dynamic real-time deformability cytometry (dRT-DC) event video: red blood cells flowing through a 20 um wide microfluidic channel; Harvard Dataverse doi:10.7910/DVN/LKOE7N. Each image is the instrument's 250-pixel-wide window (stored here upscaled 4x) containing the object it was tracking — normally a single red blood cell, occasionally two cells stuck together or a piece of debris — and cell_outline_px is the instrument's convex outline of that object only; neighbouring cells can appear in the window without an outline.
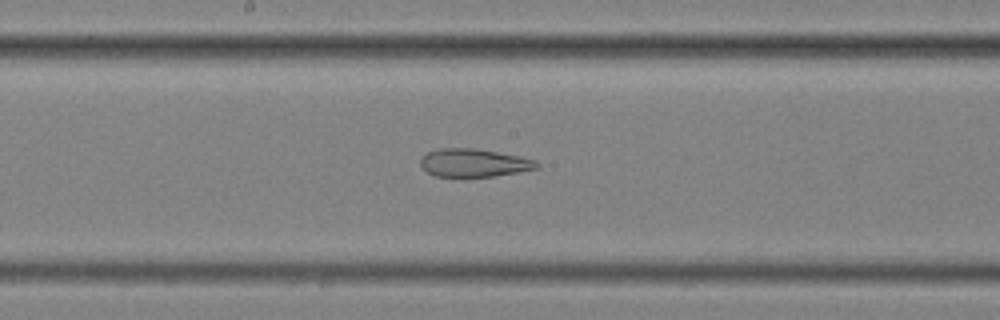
{"species": "common noctule bat (a hibernating species)", "species_latin": "Nyctalus noctula", "temperature_condition": "cold", "stored_images_in_passage": 58, "segment_of_instrument_passage": [2, 2], "camera_frame_rate_fps": 3000, "um_per_image_px": 0.085, "animal": {"sex": "female", "body_mass_g": 25.1}, "frame": {"image": 1, "passage_image": 31, "time_ms": 10.0, "image_size_px": [1000, 320], "cell_outline_px": [[540, 164], [536, 168], [516, 172], [492, 176], [436, 176], [420, 168], [420, 160], [428, 152], [440, 148], [472, 148], [520, 156], [536, 160]], "centroid_in_image_um": [40.25, 13.83], "position_along_channel_um": 207.9, "area_um2": 18.73}}
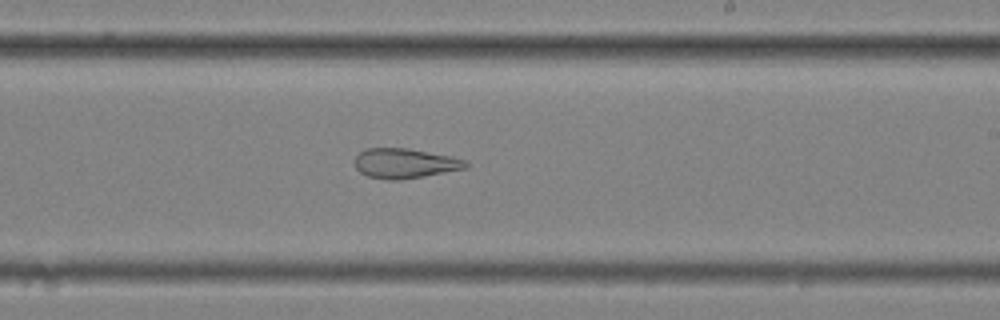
{"frame": {"image": 2, "passage_image": 35, "time_ms": 11.333, "image_size_px": [1000, 320], "cell_outline_px": [[468, 168], [424, 176], [400, 180], [388, 180], [368, 176], [360, 172], [356, 168], [352, 160], [364, 148], [408, 148], [452, 156], [464, 160], [468, 164]], "centroid_in_image_um": [34.38, 13.88], "position_along_channel_um": 254.6, "area_um2": 19.48}}
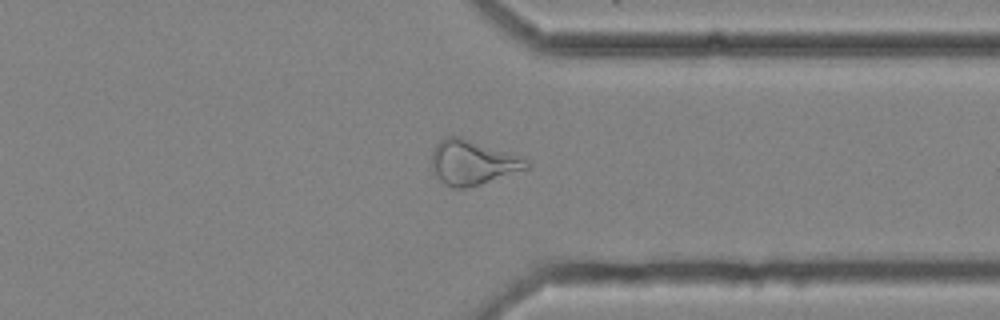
{"frame": {"image": 3, "passage_image": 45, "time_ms": 14.667, "image_size_px": [1000, 320], "cell_outline_px": [[532, 164], [528, 168], [480, 184], [464, 188], [452, 188], [444, 184], [440, 180], [432, 168], [432, 152], [436, 144], [444, 136], [460, 136], [512, 152], [524, 156]], "centroid_in_image_um": [40.2, 13.78], "position_along_channel_um": 371.2, "area_um2": 24.91}}